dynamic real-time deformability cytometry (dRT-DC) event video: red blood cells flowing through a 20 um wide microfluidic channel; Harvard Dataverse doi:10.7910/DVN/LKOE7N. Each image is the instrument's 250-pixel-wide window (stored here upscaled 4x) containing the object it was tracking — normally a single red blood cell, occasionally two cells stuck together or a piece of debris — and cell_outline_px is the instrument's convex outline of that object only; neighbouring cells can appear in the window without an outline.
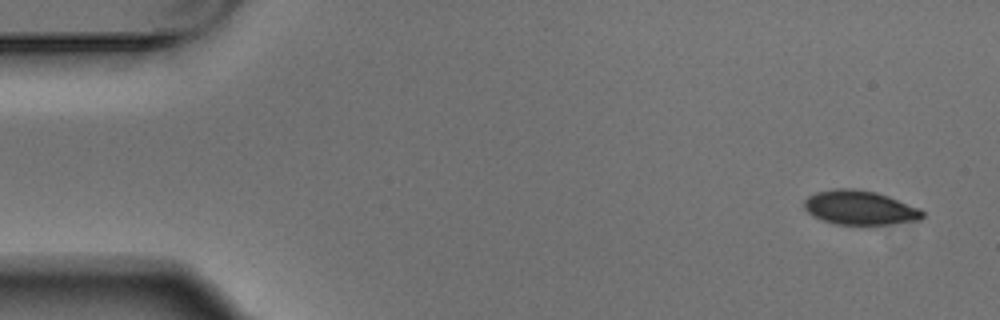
{"species": "Egyptian fruit bat (a non-hibernating species)", "species_latin": "Rousettus aegyptiacus", "temperature_condition": "warm", "stored_images_in_passage": 5, "camera_frame_rate_fps": 3000, "um_per_image_px": 0.085, "animal": {"sex": "male"}, "frame": {"image": 1, "passage_image": 1, "time_ms": 0.0, "image_size_px": [1000, 320], "cell_outline_px": [[924, 216], [920, 220], [884, 224], [836, 224], [812, 216], [804, 208], [804, 200], [808, 196], [816, 192], [832, 188], [852, 188], [876, 192], [888, 196], [920, 208], [924, 212]], "centroid_in_image_um": [73.07, 17.64], "position_along_channel_um": 11.9, "area_um2": 23.52}}
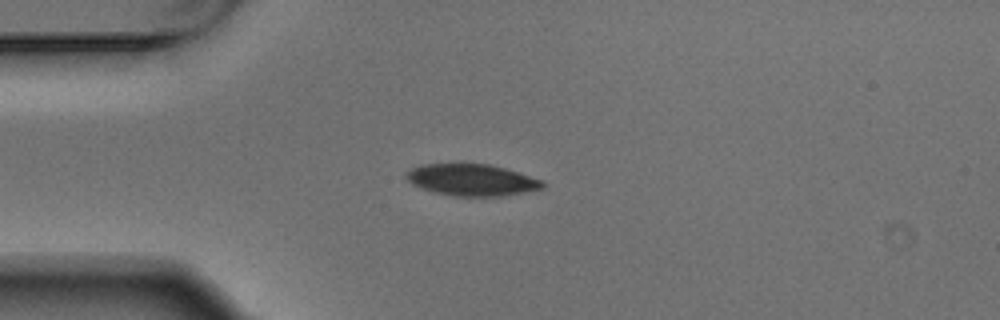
{"frame": {"image": 2, "passage_image": 4, "time_ms": 1.0, "image_size_px": [1000, 320], "cell_outline_px": [[544, 188], [524, 192], [500, 196], [456, 196], [436, 192], [412, 184], [404, 176], [412, 168], [420, 164], [460, 160], [488, 164], [504, 168], [544, 180]], "centroid_in_image_um": [40.07, 15.23], "position_along_channel_um": 44.9, "area_um2": 25.84}}